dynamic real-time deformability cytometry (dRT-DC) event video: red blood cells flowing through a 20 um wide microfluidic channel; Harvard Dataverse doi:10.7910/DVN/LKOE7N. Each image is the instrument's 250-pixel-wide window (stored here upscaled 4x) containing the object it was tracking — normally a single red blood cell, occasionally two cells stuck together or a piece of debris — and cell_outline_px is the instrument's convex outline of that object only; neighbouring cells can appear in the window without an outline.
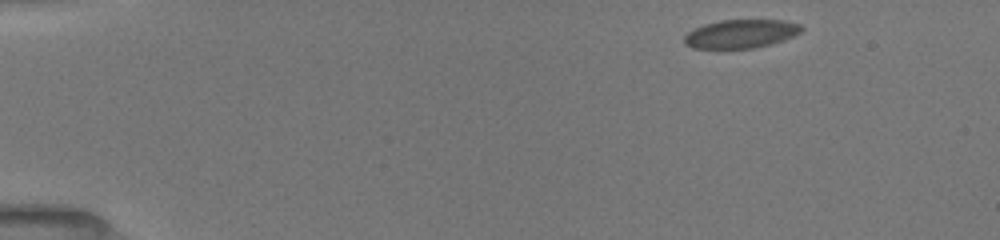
{"species": "common noctule bat (a hibernating species)", "species_latin": "Nyctalus noctula", "temperature_condition": "room temperature", "stored_images_in_passage": 26, "camera_frame_rate_fps": 3000, "um_per_image_px": 0.085, "animal": {"sex": "female", "body_mass_g": 19.5, "forearm_length_mm": 54.1}, "frame": {"image": 1, "passage_image": 1, "time_ms": 0.0, "image_size_px": [1000, 240], "cell_outline_px": [[804, 28], [800, 32], [792, 36], [768, 44], [752, 48], [692, 48], [684, 44], [684, 36], [688, 32], [704, 24], [720, 20], [780, 20], [800, 24]], "centroid_in_image_um": [62.93, 2.86], "position_along_channel_um": 22.1, "area_um2": 19.19}}
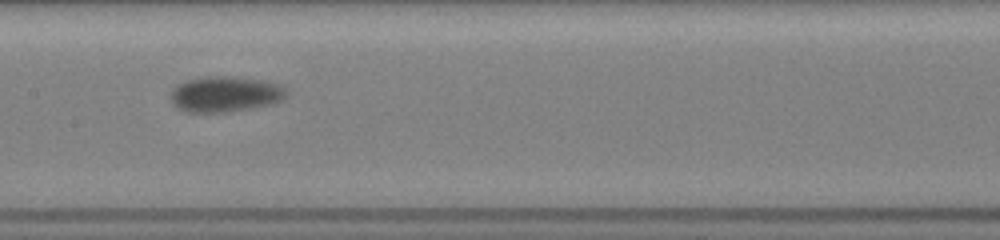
{"frame": {"image": 2, "passage_image": 14, "time_ms": 4.333, "image_size_px": [1000, 240], "cell_outline_px": [[288, 96], [272, 104], [252, 108], [228, 112], [184, 112], [176, 108], [172, 100], [172, 88], [176, 84], [188, 80], [208, 76], [224, 76], [264, 80], [276, 84], [284, 88]], "centroid_in_image_um": [19.12, 8.01], "position_along_channel_um": 188.3, "area_um2": 23.99}}
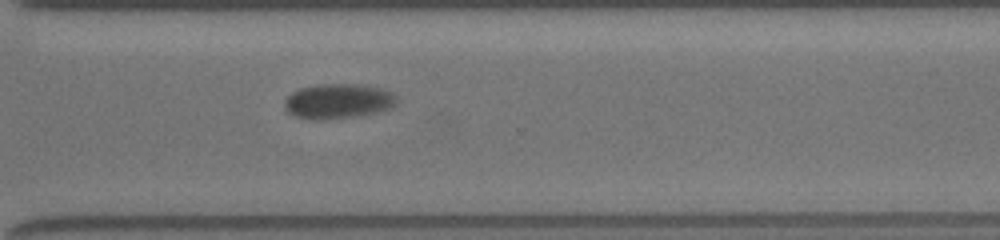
{"frame": {"image": 3, "passage_image": 26, "time_ms": 8.333, "image_size_px": [1000, 240], "cell_outline_px": [[396, 100], [388, 108], [380, 112], [352, 116], [320, 120], [316, 120], [296, 116], [288, 112], [284, 108], [284, 100], [292, 92], [300, 88], [316, 84], [352, 84], [384, 88], [392, 92], [396, 96]], "centroid_in_image_um": [28.7, 8.59], "position_along_channel_um": 341.9, "area_um2": 22.66}}